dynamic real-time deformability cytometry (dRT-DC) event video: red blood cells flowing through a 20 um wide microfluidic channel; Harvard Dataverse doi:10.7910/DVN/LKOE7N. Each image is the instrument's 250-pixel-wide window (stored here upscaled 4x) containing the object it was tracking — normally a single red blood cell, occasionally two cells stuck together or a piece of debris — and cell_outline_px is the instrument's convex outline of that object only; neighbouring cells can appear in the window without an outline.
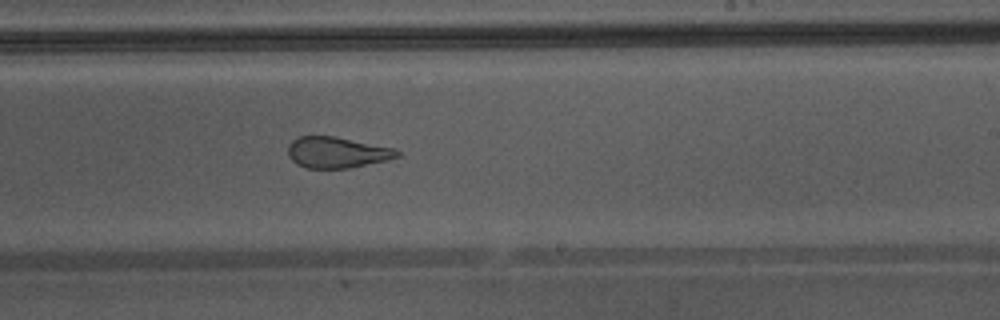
{"species": "Egyptian fruit bat (a non-hibernating species)", "species_latin": "Rousettus aegyptiacus", "temperature_condition": "warm", "stored_images_in_passage": 43, "camera_frame_rate_fps": 3000, "um_per_image_px": 0.085, "animal": {"sex": "male"}, "frame": {"image": 1, "passage_image": 25, "time_ms": 8.0, "image_size_px": [1000, 320], "cell_outline_px": [[400, 156], [384, 160], [348, 168], [308, 168], [296, 164], [288, 156], [288, 144], [296, 136], [336, 136], [396, 148], [400, 152]], "centroid_in_image_um": [28.61, 12.93], "position_along_channel_um": 260.4, "area_um2": 19.83}}